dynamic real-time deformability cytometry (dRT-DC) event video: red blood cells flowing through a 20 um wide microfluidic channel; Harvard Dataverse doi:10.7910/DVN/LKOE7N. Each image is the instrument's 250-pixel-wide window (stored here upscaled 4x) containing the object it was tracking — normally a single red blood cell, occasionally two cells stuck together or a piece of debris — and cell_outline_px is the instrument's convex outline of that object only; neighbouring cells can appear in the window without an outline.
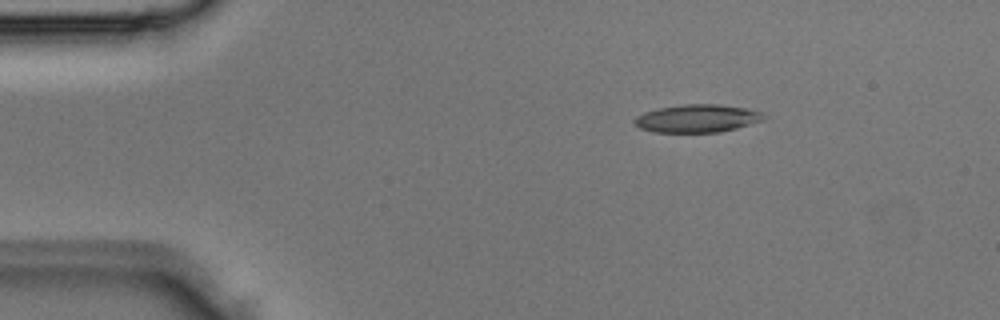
{"species": "Egyptian fruit bat (a non-hibernating species)", "species_latin": "Rousettus aegyptiacus", "temperature_condition": "room temperature", "stored_images_in_passage": 2, "camera_frame_rate_fps": 3000, "um_per_image_px": 0.085, "animal": {"sex": "male"}, "frame": {"image": 1, "passage_image": 1, "time_ms": 0.0, "image_size_px": [1000, 320], "cell_outline_px": [[768, 116], [764, 120], [736, 128], [720, 132], [652, 132], [640, 128], [632, 120], [636, 116], [644, 112], [660, 108], [684, 104], [720, 104], [744, 108], [760, 112]], "centroid_in_image_um": [59.26, 10.07], "position_along_channel_um": 25.7, "area_um2": 20.98}}